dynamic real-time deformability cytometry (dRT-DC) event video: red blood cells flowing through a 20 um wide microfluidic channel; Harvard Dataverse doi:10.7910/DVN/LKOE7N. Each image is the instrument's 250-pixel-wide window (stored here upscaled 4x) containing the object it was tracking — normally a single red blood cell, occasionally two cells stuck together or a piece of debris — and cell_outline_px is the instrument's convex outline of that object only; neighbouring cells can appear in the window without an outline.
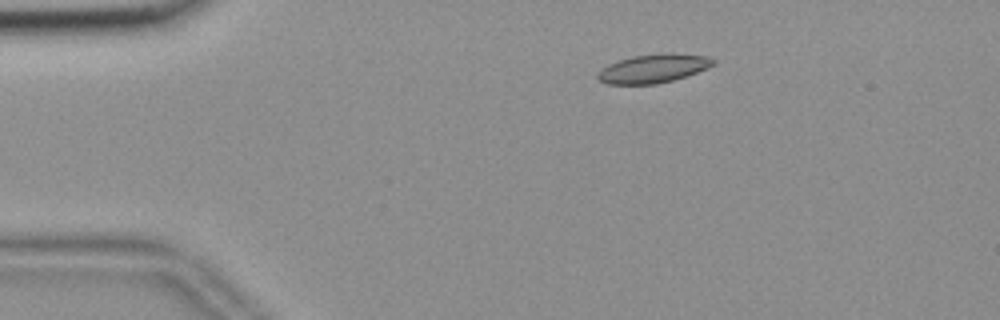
{"species": "common noctule bat (a hibernating species)", "species_latin": "Nyctalus noctula", "temperature_condition": "room temperature", "stored_images_in_passage": 56, "camera_frame_rate_fps": 3000, "um_per_image_px": 0.085, "animal": {"sex": "female", "body_mass_g": 18.4}, "frame": {"image": 1, "passage_image": 10, "time_ms": 3.0, "image_size_px": [1000, 320], "cell_outline_px": [[716, 64], [708, 68], [672, 80], [656, 84], [608, 84], [600, 80], [596, 76], [608, 64], [616, 60], [632, 56], [664, 52], [672, 52], [708, 56], [716, 60]], "centroid_in_image_um": [55.57, 5.79], "position_along_channel_um": 29.4, "area_um2": 19.42}}
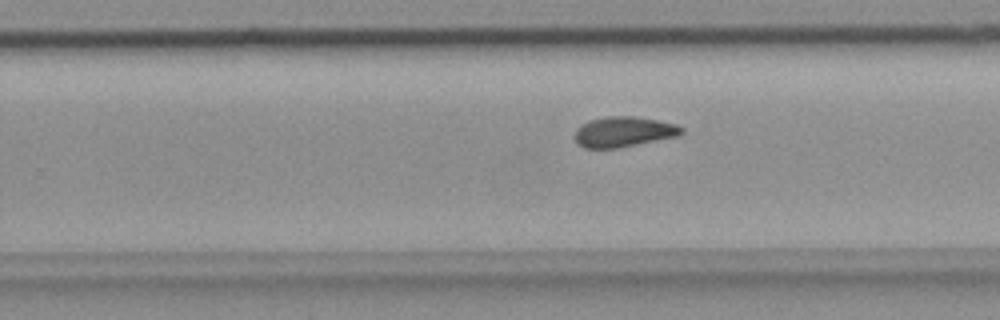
{"frame": {"image": 2, "passage_image": 35, "time_ms": 11.333, "image_size_px": [1000, 320], "cell_outline_px": [[684, 132], [680, 136], [620, 148], [584, 148], [576, 140], [576, 128], [580, 124], [588, 120], [608, 116], [632, 116], [656, 120], [676, 124], [684, 128]], "centroid_in_image_um": [53.04, 11.2], "position_along_channel_um": 276.8, "area_um2": 19.02}}
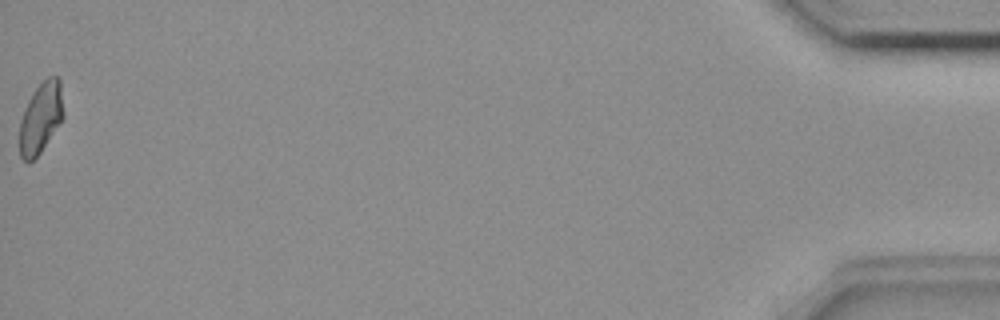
{"frame": {"image": 3, "passage_image": 56, "time_ms": 18.333, "image_size_px": [1000, 320], "cell_outline_px": [[64, 116], [40, 152], [28, 164], [20, 156], [20, 120], [24, 108], [32, 92], [48, 76], [56, 76], [60, 80], [64, 112]], "centroid_in_image_um": [3.46, 9.99], "position_along_channel_um": 431.7, "area_um2": 17.98}, "authors_computed_cell_mechanics": {"area_um2": 18.7272, "velocity_mm_per_s": 3.6254, "shape_relaxation_time_tau1_ms": 7.8768, "shape_relaxation_time_tau2_ms": 3.9746, "deformation_change_tau1": 0.1626, "deformation_change_tau2": 0.104}}